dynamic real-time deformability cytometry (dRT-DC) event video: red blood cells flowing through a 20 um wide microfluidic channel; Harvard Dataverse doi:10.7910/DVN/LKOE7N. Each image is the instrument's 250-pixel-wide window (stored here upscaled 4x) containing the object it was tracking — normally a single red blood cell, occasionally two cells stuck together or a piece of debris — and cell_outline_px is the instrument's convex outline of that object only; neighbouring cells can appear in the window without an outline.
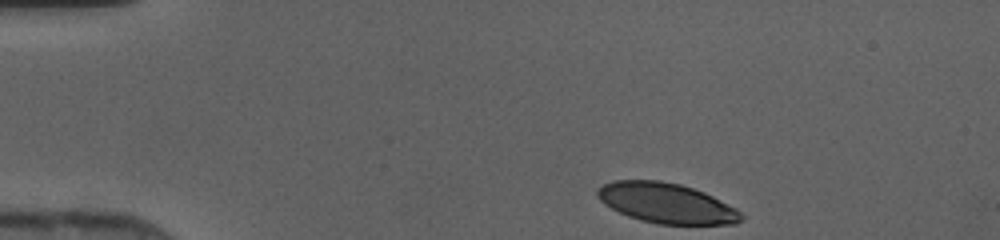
{"species": "human", "species_latin": "Homo sapiens", "temperature_condition": "cold", "stored_images_in_passage": 39, "camera_frame_rate_fps": 3000, "um_per_image_px": 0.085, "donor": {"sex": "female"}, "frame": {"image": 1, "passage_image": 1, "time_ms": 0.0, "image_size_px": [1000, 240], "cell_outline_px": [[744, 220], [736, 224], [656, 224], [640, 220], [628, 216], [604, 204], [596, 196], [596, 188], [604, 184], [616, 180], [660, 180], [680, 184], [704, 192], [736, 208], [744, 216]], "centroid_in_image_um": [56.65, 17.27], "position_along_channel_um": 28.4, "area_um2": 33.7}}
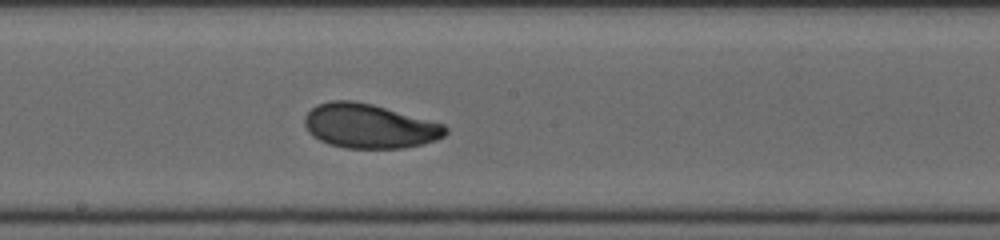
{"frame": {"image": 2, "passage_image": 19, "time_ms": 6.0, "image_size_px": [1000, 240], "cell_outline_px": [[448, 132], [444, 136], [436, 140], [424, 144], [404, 148], [348, 148], [328, 144], [312, 136], [308, 132], [304, 124], [304, 116], [316, 104], [332, 100], [352, 100], [372, 104], [444, 124], [448, 128]], "centroid_in_image_um": [31.38, 10.72], "position_along_channel_um": 216.8, "area_um2": 36.53}}
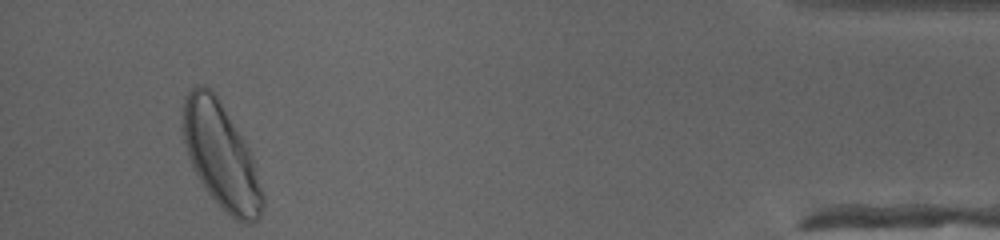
{"frame": {"image": 3, "passage_image": 37, "time_ms": 12.0, "image_size_px": [1000, 240], "cell_outline_px": [[264, 204], [260, 216], [256, 220], [248, 224], [244, 224], [236, 220], [204, 188], [192, 168], [188, 156], [184, 140], [184, 96], [196, 84], [204, 84], [216, 96], [248, 148], [252, 156], [264, 196]], "centroid_in_image_um": [18.79, 13.27], "position_along_channel_um": 416.4, "area_um2": 47.74}}